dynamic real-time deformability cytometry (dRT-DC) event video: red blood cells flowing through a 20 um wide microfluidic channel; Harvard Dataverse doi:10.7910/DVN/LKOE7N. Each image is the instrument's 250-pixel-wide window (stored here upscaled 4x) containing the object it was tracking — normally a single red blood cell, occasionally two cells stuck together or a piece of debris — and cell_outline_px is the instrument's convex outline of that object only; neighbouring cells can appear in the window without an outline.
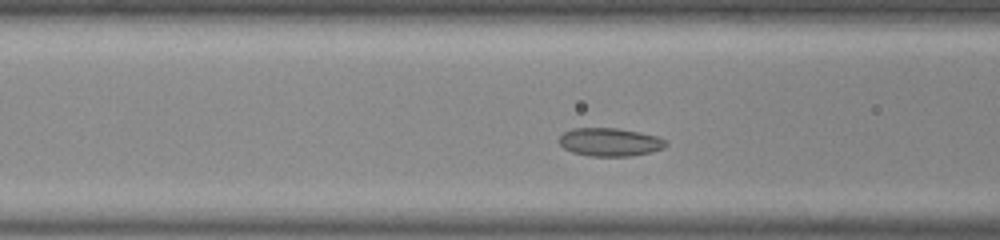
{"species": "common noctule bat (a hibernating species)", "species_latin": "Nyctalus noctula", "temperature_condition": "room temperature", "stored_images_in_passage": 41, "camera_frame_rate_fps": 3000, "um_per_image_px": 0.085, "animal": {"sex": "male", "body_mass_g": 20.0, "forearm_length_mm": 53.3}, "frame": {"image": 1, "passage_image": 9, "time_ms": 2.667, "image_size_px": [1000, 240], "cell_outline_px": [[668, 144], [664, 148], [632, 156], [588, 156], [572, 152], [564, 148], [560, 144], [560, 136], [564, 132], [572, 128], [616, 128], [640, 132], [656, 136], [668, 140]], "centroid_in_image_um": [51.85, 12.07], "position_along_channel_um": 114.7, "area_um2": 17.57}}
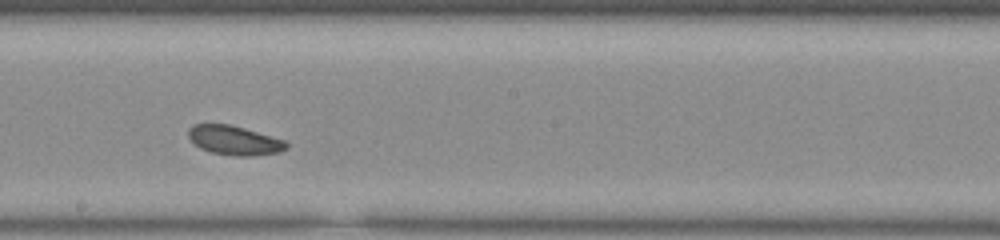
{"frame": {"image": 2, "passage_image": 18, "time_ms": 5.667, "image_size_px": [1000, 240], "cell_outline_px": [[288, 148], [280, 152], [252, 156], [232, 156], [212, 152], [200, 148], [188, 136], [188, 128], [192, 124], [228, 124], [244, 128], [284, 140], [288, 144]], "centroid_in_image_um": [19.92, 11.93], "position_along_channel_um": 228.3, "area_um2": 16.65}}
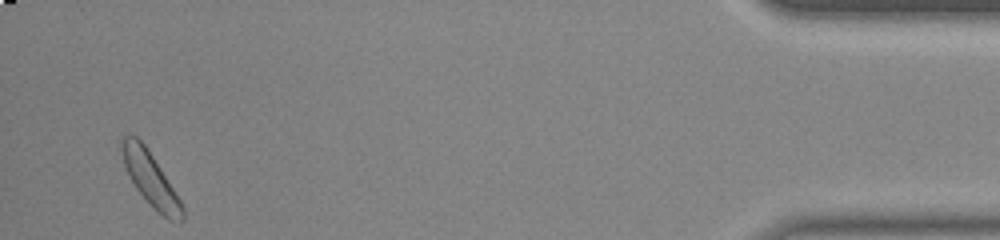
{"frame": {"image": 3, "passage_image": 39, "time_ms": 12.667, "image_size_px": [1000, 240], "cell_outline_px": [[184, 216], [180, 224], [168, 220], [136, 188], [124, 164], [120, 148], [120, 140], [124, 136], [136, 136], [144, 144], [152, 156], [180, 200], [184, 208]], "centroid_in_image_um": [12.8, 15.21], "position_along_channel_um": 422.4, "area_um2": 18.09}, "authors_computed_cell_mechanics": {"area_um2": 17.5712, "velocity_mm_per_s": 3.7907, "shape_relaxation_time_tau1_ms": 4.6589, "shape_relaxation_time_tau2_ms": null, "deformation_change_tau1": 0.0681, "deformation_change_tau2": null}}